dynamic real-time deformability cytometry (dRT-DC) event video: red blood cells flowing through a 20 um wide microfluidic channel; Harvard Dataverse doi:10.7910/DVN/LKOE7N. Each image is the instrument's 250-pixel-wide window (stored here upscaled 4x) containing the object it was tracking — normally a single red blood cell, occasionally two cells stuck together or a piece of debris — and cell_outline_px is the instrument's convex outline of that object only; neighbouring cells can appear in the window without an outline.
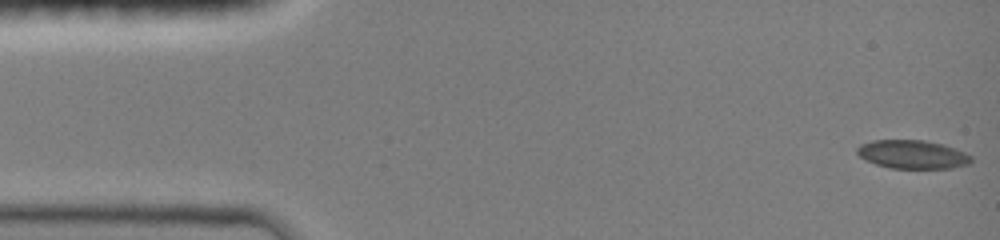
{"species": "common noctule bat (a hibernating species)", "species_latin": "Nyctalus noctula", "temperature_condition": "room temperature", "stored_images_in_passage": 47, "camera_frame_rate_fps": 3000, "um_per_image_px": 0.085, "animal": {"sex": "female", "body_mass_g": 19.0, "forearm_length_mm": 51.5}, "frame": {"image": 1, "passage_image": 1, "time_ms": 0.0, "image_size_px": [1000, 240], "cell_outline_px": [[972, 160], [968, 164], [952, 168], [892, 168], [876, 164], [864, 160], [856, 152], [856, 148], [860, 144], [872, 140], [924, 140], [940, 144], [964, 152], [972, 156]], "centroid_in_image_um": [77.52, 13.12], "position_along_channel_um": 7.5, "area_um2": 18.84}}
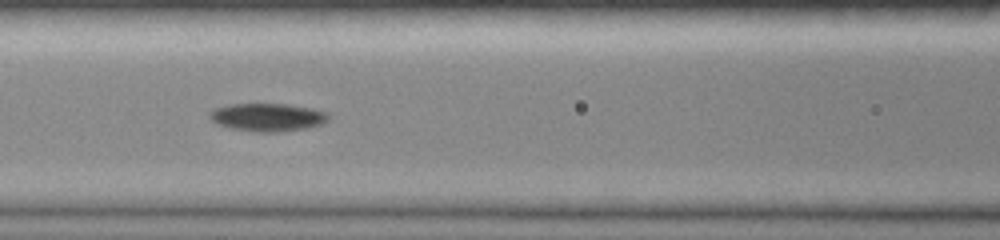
{"frame": {"image": 2, "passage_image": 20, "time_ms": 6.333, "image_size_px": [1000, 240], "cell_outline_px": [[328, 120], [320, 124], [308, 128], [284, 132], [256, 132], [228, 128], [216, 124], [208, 116], [208, 112], [216, 108], [228, 104], [288, 104], [312, 108], [328, 112]], "centroid_in_image_um": [22.72, 9.97], "position_along_channel_um": 143.9, "area_um2": 19.65}}
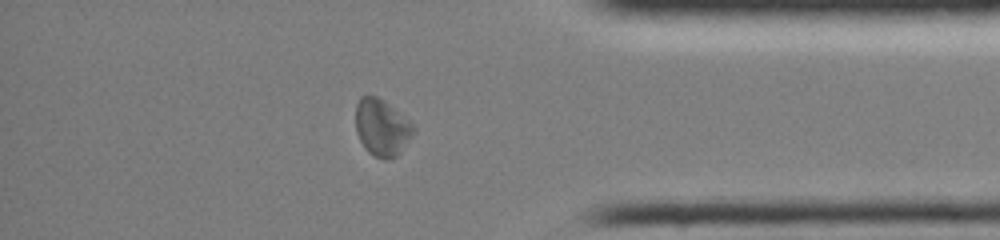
{"frame": {"image": 3, "passage_image": 40, "time_ms": 13.0, "image_size_px": [1000, 240], "cell_outline_px": [[416, 132], [400, 152], [396, 156], [388, 160], [384, 160], [372, 156], [364, 148], [356, 132], [356, 104], [360, 96], [376, 96], [384, 100], [412, 124], [416, 128]], "centroid_in_image_um": [32.45, 10.87], "position_along_channel_um": 402.7, "area_um2": 19.25}, "authors_computed_cell_mechanics": {"area_um2": 18.9584, "velocity_mm_per_s": 4.0287, "shape_relaxation_time_tau1_ms": 3.4689, "shape_relaxation_time_tau2_ms": null, "deformation_change_tau1": 0.1252, "deformation_change_tau2": null}}